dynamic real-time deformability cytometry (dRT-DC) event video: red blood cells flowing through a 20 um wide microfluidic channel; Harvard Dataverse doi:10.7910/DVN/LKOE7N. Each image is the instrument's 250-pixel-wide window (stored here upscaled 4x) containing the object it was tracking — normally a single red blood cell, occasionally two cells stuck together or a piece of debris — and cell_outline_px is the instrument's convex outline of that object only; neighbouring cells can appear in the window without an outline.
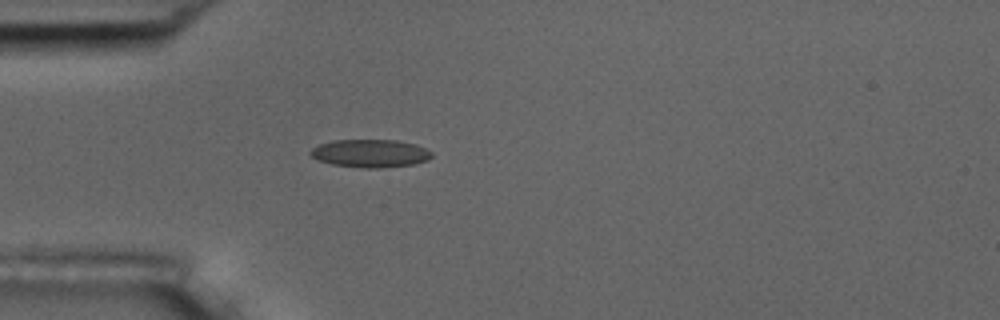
{"species": "common noctule bat (a hibernating species)", "species_latin": "Nyctalus noctula", "temperature_condition": "room temperature", "stored_images_in_passage": 4, "camera_frame_rate_fps": 3000, "um_per_image_px": 0.085, "animal": {"sex": "male", "body_mass_g": 17.5, "forearm_length_mm": 52.3}, "frame": {"image": 1, "passage_image": 4, "time_ms": 3.667, "image_size_px": [1000, 320], "cell_outline_px": [[432, 156], [428, 160], [416, 164], [380, 168], [364, 168], [332, 164], [320, 160], [312, 156], [308, 152], [312, 148], [320, 144], [332, 140], [396, 140], [416, 144], [432, 152]], "centroid_in_image_um": [31.5, 13.03], "position_along_channel_um": 53.5, "area_um2": 19.77}}